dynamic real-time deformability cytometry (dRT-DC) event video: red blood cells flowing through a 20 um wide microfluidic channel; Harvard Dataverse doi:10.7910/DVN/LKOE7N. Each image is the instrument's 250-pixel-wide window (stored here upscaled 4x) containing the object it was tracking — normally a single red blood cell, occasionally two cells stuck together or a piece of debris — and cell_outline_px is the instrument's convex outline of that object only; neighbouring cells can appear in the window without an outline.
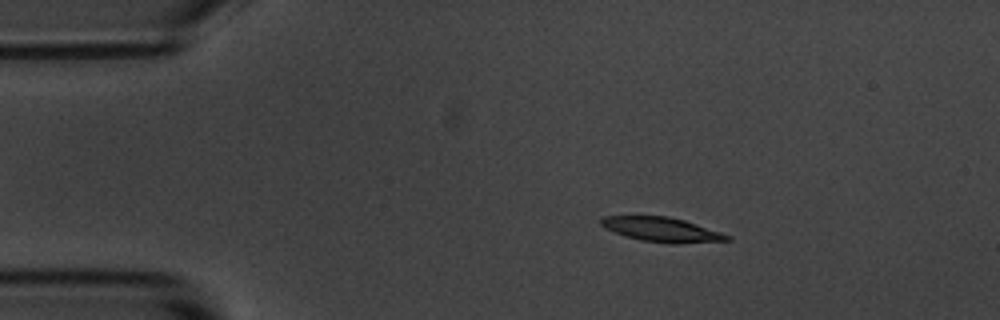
{"species": "common noctule bat (a hibernating species)", "species_latin": "Nyctalus noctula", "temperature_condition": "room temperature", "stored_images_in_passage": 4, "camera_frame_rate_fps": 3000, "um_per_image_px": 0.085, "animal": {"sex": "male", "body_mass_g": 20.1, "forearm_length_mm": 53.5}, "frame": {"image": 1, "passage_image": 1, "time_ms": 0.0, "image_size_px": [1000, 320], "cell_outline_px": [[732, 240], [676, 244], [672, 244], [640, 240], [604, 228], [600, 224], [600, 220], [604, 216], [668, 216], [684, 220], [732, 236]], "centroid_in_image_um": [56.28, 19.52], "position_along_channel_um": 28.7, "area_um2": 17.86}}
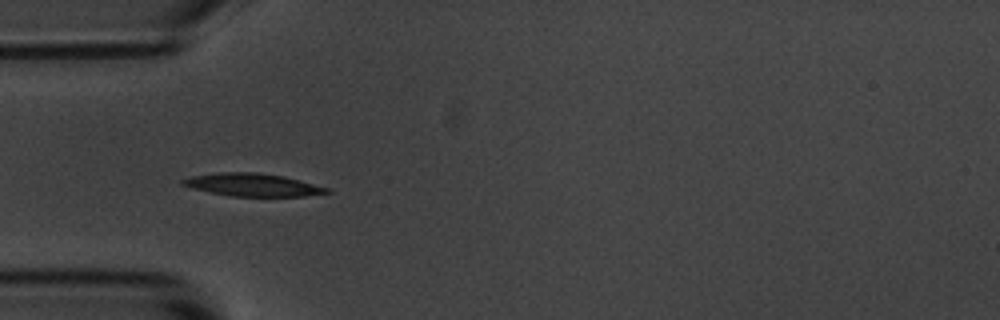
{"frame": {"image": 2, "passage_image": 3, "time_ms": 2.333, "image_size_px": [1000, 320], "cell_outline_px": [[332, 192], [304, 196], [232, 196], [192, 188], [180, 184], [180, 180], [192, 176], [220, 172], [256, 172], [284, 176], [300, 180], [328, 188]], "centroid_in_image_um": [21.47, 15.7], "position_along_channel_um": 63.5, "area_um2": 18.96}}